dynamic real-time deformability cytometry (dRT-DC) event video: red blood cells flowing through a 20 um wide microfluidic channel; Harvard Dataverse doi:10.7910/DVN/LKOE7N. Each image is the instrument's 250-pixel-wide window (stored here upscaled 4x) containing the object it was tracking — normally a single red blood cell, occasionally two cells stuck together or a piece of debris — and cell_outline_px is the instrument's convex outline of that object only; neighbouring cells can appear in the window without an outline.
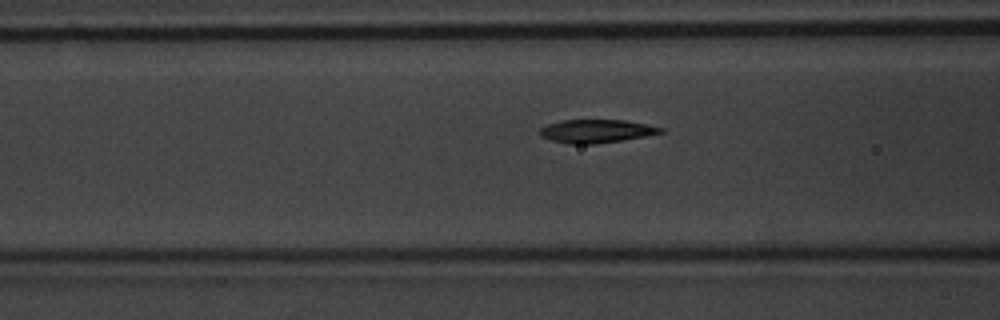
{"species": "common noctule bat (a hibernating species)", "species_latin": "Nyctalus noctula", "temperature_condition": "warm", "stored_images_in_passage": 42, "camera_frame_rate_fps": 3000, "um_per_image_px": 0.085, "animal": {"sex": "male", "body_mass_g": 20.1, "forearm_length_mm": 53.5}, "frame": {"image": 1, "passage_image": 15, "time_ms": 4.667, "image_size_px": [1000, 320], "cell_outline_px": [[664, 132], [644, 136], [596, 144], [568, 144], [552, 140], [540, 136], [536, 132], [540, 128], [548, 124], [560, 120], [624, 120], [664, 128]], "centroid_in_image_um": [50.61, 11.15], "position_along_channel_um": 116.0, "area_um2": 16.36}}
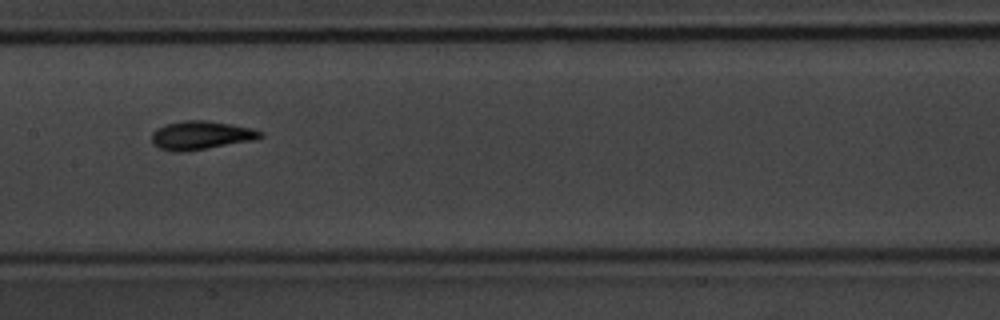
{"frame": {"image": 2, "passage_image": 21, "time_ms": 6.667, "image_size_px": [1000, 320], "cell_outline_px": [[264, 136], [256, 140], [184, 152], [176, 152], [160, 148], [152, 144], [152, 132], [156, 128], [164, 124], [184, 120], [204, 120], [232, 124], [252, 128], [264, 132]], "centroid_in_image_um": [17.1, 11.49], "position_along_channel_um": 190.3, "area_um2": 18.32}}
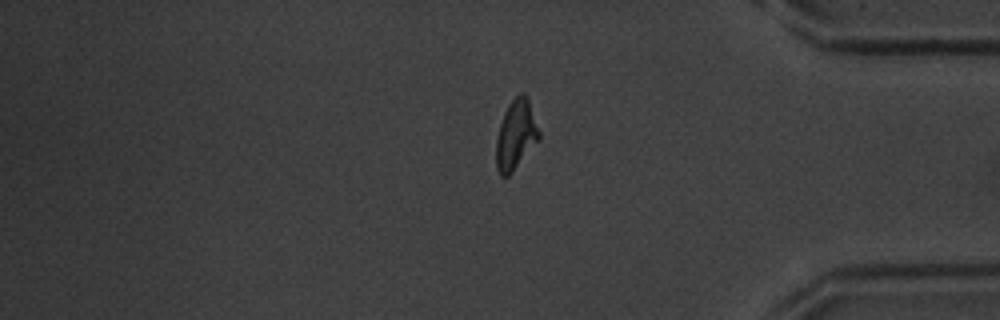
{"frame": {"image": 3, "passage_image": 39, "time_ms": 12.667, "image_size_px": [1000, 320], "cell_outline_px": [[540, 140], [512, 172], [508, 176], [500, 176], [496, 168], [496, 140], [500, 124], [504, 112], [508, 104], [520, 92], [524, 92], [528, 96], [540, 132]], "centroid_in_image_um": [43.86, 11.44], "position_along_channel_um": 391.3, "area_um2": 17.63}}